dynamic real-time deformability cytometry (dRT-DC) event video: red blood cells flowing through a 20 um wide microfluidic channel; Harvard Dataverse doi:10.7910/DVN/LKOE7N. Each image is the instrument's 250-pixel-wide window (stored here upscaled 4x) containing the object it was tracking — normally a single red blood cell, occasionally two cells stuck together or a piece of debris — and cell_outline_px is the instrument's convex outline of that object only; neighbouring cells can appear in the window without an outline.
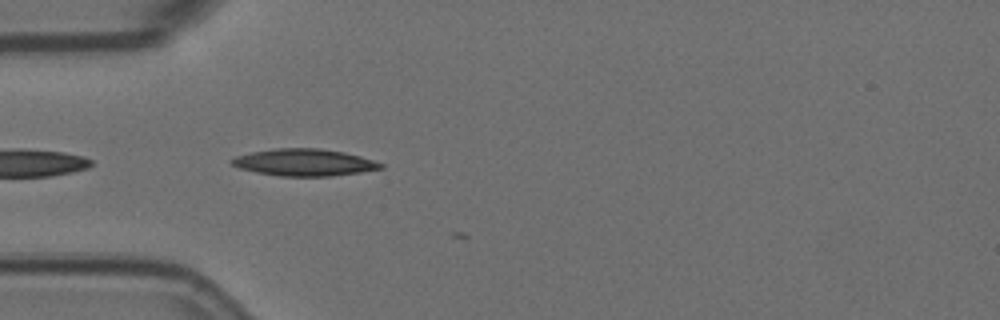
{"species": "Egyptian fruit bat (a non-hibernating species)", "species_latin": "Rousettus aegyptiacus", "temperature_condition": "room temperature", "stored_images_in_passage": 5, "camera_frame_rate_fps": 3000, "um_per_image_px": 0.085, "animal": {"sex": "female"}, "frame": {"image": 1, "passage_image": 3, "time_ms": 0.667, "image_size_px": [1000, 320], "cell_outline_px": [[384, 168], [360, 172], [332, 176], [280, 176], [256, 172], [240, 168], [232, 164], [228, 160], [236, 156], [252, 152], [276, 148], [320, 148], [344, 152], [360, 156], [384, 164]], "centroid_in_image_um": [25.86, 13.8], "position_along_channel_um": 59.1, "area_um2": 23.35}}